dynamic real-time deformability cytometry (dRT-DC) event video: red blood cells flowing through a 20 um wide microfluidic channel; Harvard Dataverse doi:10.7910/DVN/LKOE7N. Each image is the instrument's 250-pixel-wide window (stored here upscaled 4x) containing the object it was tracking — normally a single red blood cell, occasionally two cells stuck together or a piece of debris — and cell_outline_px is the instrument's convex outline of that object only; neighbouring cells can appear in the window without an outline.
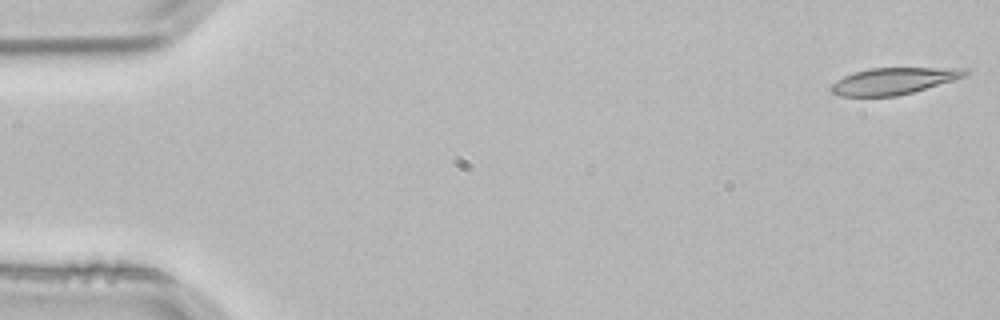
{"species": "common noctule bat (a hibernating species)", "species_latin": "Nyctalus noctula", "temperature_condition": "room temperature", "stored_images_in_passage": 4, "camera_frame_rate_fps": 3000, "um_per_image_px": 0.085, "animal": {"sex": "male", "body_mass_g": 21.5, "forearm_length_mm": 52.0}, "frame": {"image": 1, "passage_image": 1, "time_ms": 0.0, "image_size_px": [1000, 320], "cell_outline_px": [[972, 72], [968, 76], [912, 92], [896, 96], [840, 96], [832, 92], [828, 88], [836, 80], [844, 76], [856, 72], [872, 68], [968, 68]], "centroid_in_image_um": [76.0, 6.88], "position_along_channel_um": 9.0, "area_um2": 20.81}}